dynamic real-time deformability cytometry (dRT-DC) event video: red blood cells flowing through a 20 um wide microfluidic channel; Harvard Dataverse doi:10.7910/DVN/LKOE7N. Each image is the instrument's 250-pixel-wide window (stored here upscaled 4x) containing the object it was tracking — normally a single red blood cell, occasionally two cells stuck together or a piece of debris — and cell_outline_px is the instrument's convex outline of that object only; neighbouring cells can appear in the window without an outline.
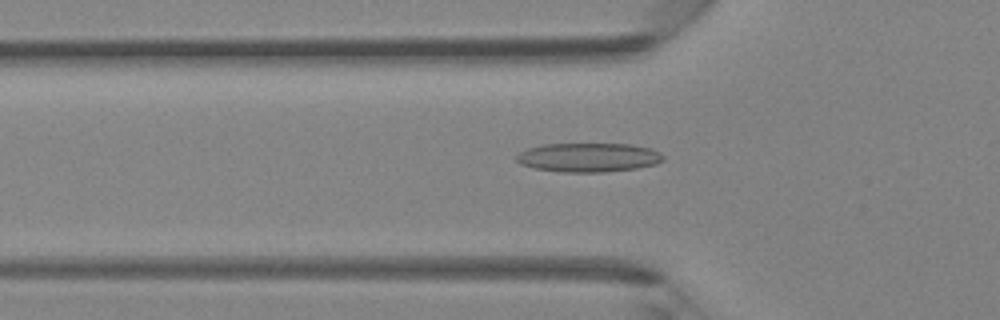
{"species": "Egyptian fruit bat (a non-hibernating species)", "species_latin": "Rousettus aegyptiacus", "temperature_condition": "room temperature", "stored_images_in_passage": 33, "camera_frame_rate_fps": 3000, "um_per_image_px": 0.085, "animal": {"sex": "female"}, "frame": {"image": 1, "passage_image": 5, "time_ms": 1.333, "image_size_px": [1000, 320], "cell_outline_px": [[664, 160], [656, 164], [636, 168], [604, 172], [560, 172], [532, 168], [520, 164], [516, 160], [516, 156], [520, 152], [528, 148], [544, 144], [632, 144], [648, 148], [660, 152], [664, 156]], "centroid_in_image_um": [50.01, 13.38], "position_along_channel_um": 75.8, "area_um2": 24.91}}
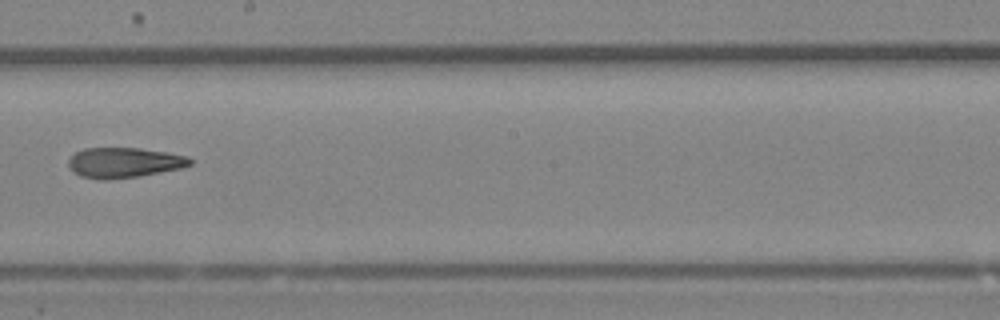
{"frame": {"image": 2, "passage_image": 15, "time_ms": 4.667, "image_size_px": [1000, 320], "cell_outline_px": [[192, 164], [180, 168], [140, 176], [104, 180], [100, 180], [80, 176], [72, 172], [68, 164], [68, 160], [76, 152], [84, 148], [140, 148], [168, 152], [188, 156], [192, 160]], "centroid_in_image_um": [10.53, 13.82], "position_along_channel_um": 237.7, "area_um2": 21.5}}
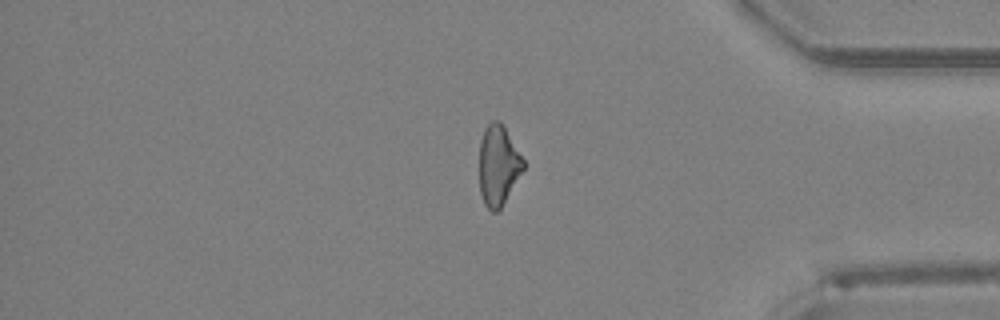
{"frame": {"image": 3, "passage_image": 26, "time_ms": 8.333, "image_size_px": [1000, 320], "cell_outline_px": [[524, 168], [500, 208], [496, 212], [492, 212], [484, 204], [480, 192], [480, 140], [484, 128], [492, 120], [500, 120], [504, 124], [524, 160]], "centroid_in_image_um": [42.34, 14.0], "position_along_channel_um": 392.9, "area_um2": 20.52}}